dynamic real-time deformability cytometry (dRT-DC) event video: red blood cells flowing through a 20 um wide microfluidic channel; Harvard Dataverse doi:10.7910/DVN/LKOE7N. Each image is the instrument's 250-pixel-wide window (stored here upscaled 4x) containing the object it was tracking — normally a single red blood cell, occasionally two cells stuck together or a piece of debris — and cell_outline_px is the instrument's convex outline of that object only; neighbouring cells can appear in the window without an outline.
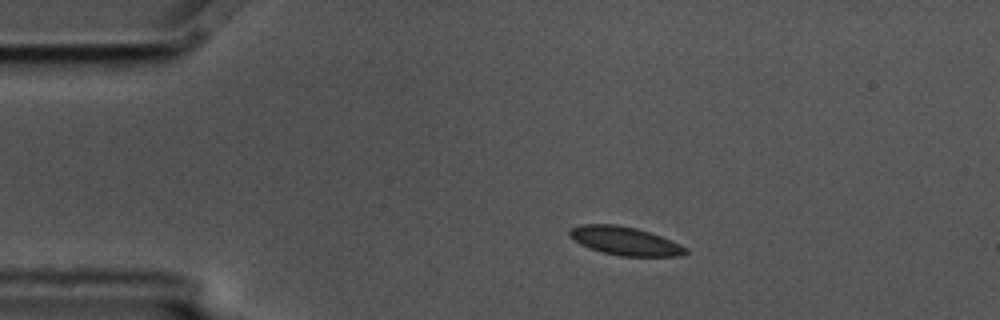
{"species": "common noctule bat (a hibernating species)", "species_latin": "Nyctalus noctula", "temperature_condition": "cold", "stored_images_in_passage": 8, "camera_frame_rate_fps": 3000, "um_per_image_px": 0.085, "animal": {"sex": "male", "body_mass_g": 17.5, "forearm_length_mm": 52.3}, "frame": {"image": 1, "passage_image": 2, "time_ms": 0.333, "image_size_px": [1000, 320], "cell_outline_px": [[688, 252], [680, 256], [620, 256], [604, 252], [580, 244], [568, 236], [568, 232], [572, 228], [580, 224], [616, 224], [636, 228], [660, 236], [680, 244], [688, 248]], "centroid_in_image_um": [53.12, 20.47], "position_along_channel_um": 31.9, "area_um2": 19.07}}
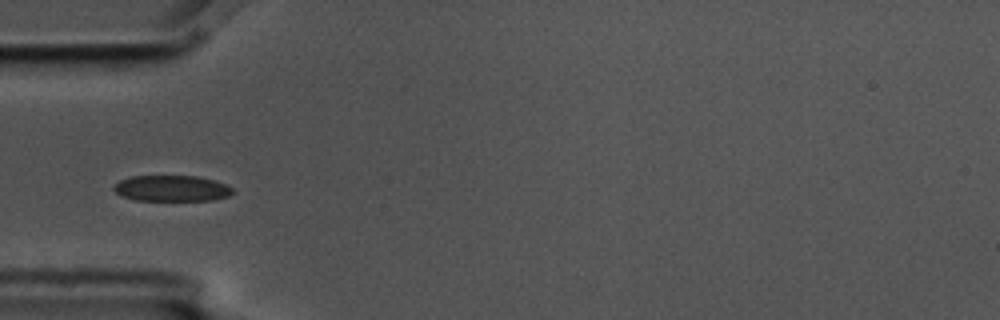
{"frame": {"image": 2, "passage_image": 4, "time_ms": 1.0, "image_size_px": [1000, 320], "cell_outline_px": [[236, 192], [228, 196], [212, 200], [136, 200], [124, 196], [116, 192], [112, 188], [112, 184], [120, 180], [132, 176], [196, 176], [212, 180], [224, 184], [232, 188]], "centroid_in_image_um": [14.58, 16.01], "position_along_channel_um": 70.4, "area_um2": 17.86}}